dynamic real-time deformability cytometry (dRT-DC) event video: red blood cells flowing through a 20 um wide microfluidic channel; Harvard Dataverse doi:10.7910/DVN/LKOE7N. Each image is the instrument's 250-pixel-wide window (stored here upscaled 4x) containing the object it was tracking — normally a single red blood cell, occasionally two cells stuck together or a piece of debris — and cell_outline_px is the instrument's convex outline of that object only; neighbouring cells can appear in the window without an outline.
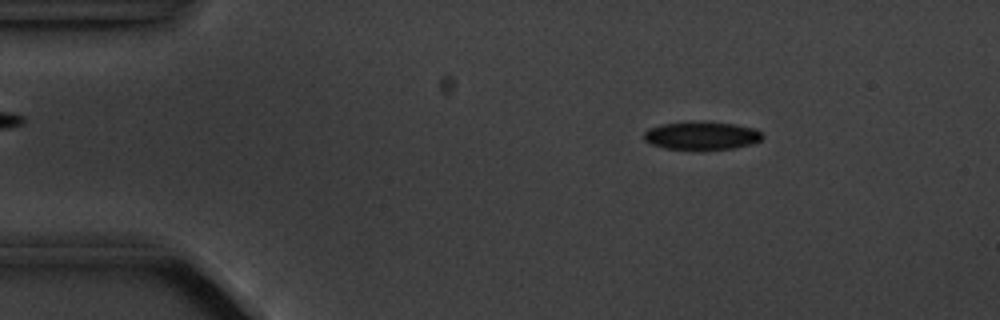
{"species": "common noctule bat (a hibernating species)", "species_latin": "Nyctalus noctula", "temperature_condition": "cold", "stored_images_in_passage": 4, "camera_frame_rate_fps": 3000, "um_per_image_px": 0.085, "animal": {"sex": "male", "body_mass_g": 20.1, "forearm_length_mm": 53.5}, "frame": {"image": 1, "passage_image": 2, "time_ms": 2.0, "image_size_px": [1000, 320], "cell_outline_px": [[764, 136], [760, 140], [752, 144], [732, 148], [664, 148], [652, 144], [644, 140], [644, 132], [648, 128], [664, 124], [704, 120], [708, 120], [736, 124], [756, 128]], "centroid_in_image_um": [59.67, 11.48], "position_along_channel_um": 25.3, "area_um2": 19.31}}